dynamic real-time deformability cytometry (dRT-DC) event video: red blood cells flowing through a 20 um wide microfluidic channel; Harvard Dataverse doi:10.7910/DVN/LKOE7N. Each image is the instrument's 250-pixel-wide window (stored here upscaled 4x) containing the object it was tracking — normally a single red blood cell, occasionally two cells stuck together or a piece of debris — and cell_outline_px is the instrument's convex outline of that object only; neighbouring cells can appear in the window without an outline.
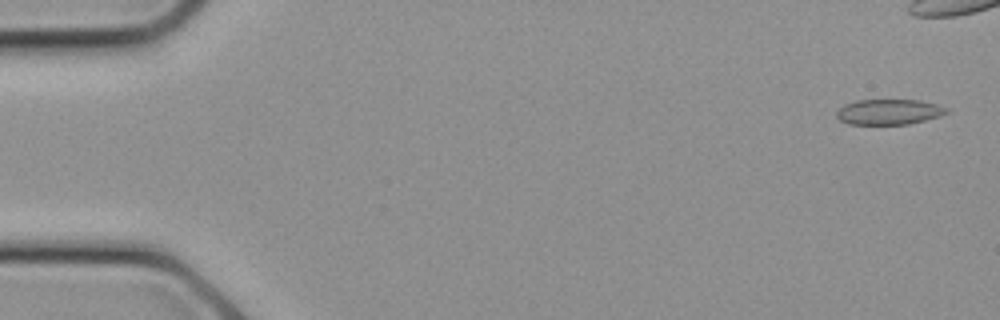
{"species": "common noctule bat (a hibernating species)", "species_latin": "Nyctalus noctula", "temperature_condition": "cold", "stored_images_in_passage": 10, "camera_frame_rate_fps": 3000, "um_per_image_px": 0.085, "animal": {"sex": "female", "body_mass_g": 21.9}, "frame": {"image": 1, "passage_image": 1, "time_ms": 0.0, "image_size_px": [1000, 320], "cell_outline_px": [[948, 112], [940, 116], [908, 124], [848, 124], [840, 120], [836, 116], [836, 112], [844, 104], [856, 100], [920, 100], [936, 104], [948, 108]], "centroid_in_image_um": [75.54, 9.5], "position_along_channel_um": 9.5, "area_um2": 16.24}}